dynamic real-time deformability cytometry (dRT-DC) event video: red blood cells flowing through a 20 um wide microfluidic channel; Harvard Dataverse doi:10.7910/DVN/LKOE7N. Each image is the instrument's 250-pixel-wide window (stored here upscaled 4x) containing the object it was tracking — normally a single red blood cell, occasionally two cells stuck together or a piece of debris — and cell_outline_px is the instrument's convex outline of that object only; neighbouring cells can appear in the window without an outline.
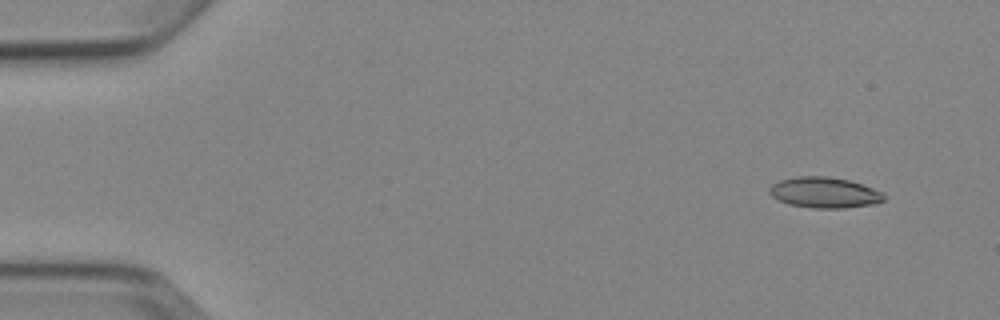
{"species": "Egyptian fruit bat (a non-hibernating species)", "species_latin": "Rousettus aegyptiacus", "temperature_condition": "cold", "stored_images_in_passage": 5, "camera_frame_rate_fps": 3000, "um_per_image_px": 0.085, "animal": {"sex": "female"}, "frame": {"image": 1, "passage_image": 2, "time_ms": 1.0, "image_size_px": [1000, 320], "cell_outline_px": [[884, 200], [876, 204], [844, 208], [812, 208], [788, 204], [772, 196], [768, 192], [768, 188], [772, 184], [780, 180], [796, 176], [828, 176], [848, 180], [884, 192]], "centroid_in_image_um": [70.07, 16.37], "position_along_channel_um": 14.9, "area_um2": 20.58}}